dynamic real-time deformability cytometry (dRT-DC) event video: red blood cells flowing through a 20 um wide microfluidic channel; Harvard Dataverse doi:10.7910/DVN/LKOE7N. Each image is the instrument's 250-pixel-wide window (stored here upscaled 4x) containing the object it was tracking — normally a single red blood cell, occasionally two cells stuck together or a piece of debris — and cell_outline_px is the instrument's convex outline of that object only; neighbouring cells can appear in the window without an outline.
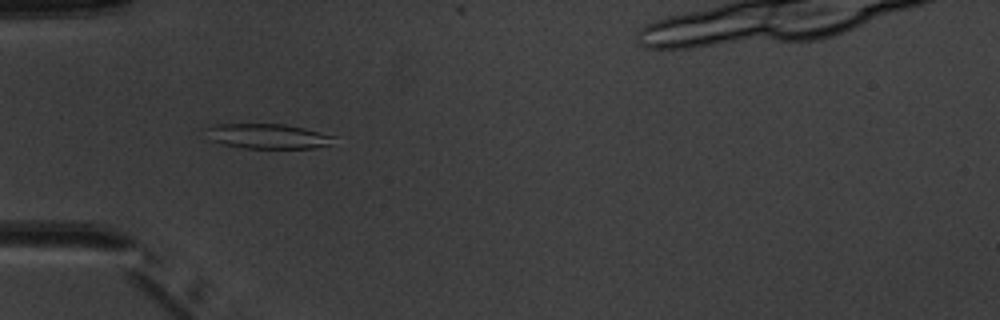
{"species": "common noctule bat (a hibernating species)", "species_latin": "Nyctalus noctula", "temperature_condition": "warm", "stored_images_in_passage": 6, "camera_frame_rate_fps": 3000, "um_per_image_px": 0.085, "animal": {"sex": "male", "body_mass_g": 20.1, "forearm_length_mm": 53.5}, "frame": {"image": 1, "passage_image": 3, "time_ms": 2.667, "image_size_px": [1000, 320], "cell_outline_px": [[336, 136], [332, 144], [312, 148], [244, 148], [224, 144], [212, 140], [204, 128], [216, 124], [284, 124], [304, 128]], "centroid_in_image_um": [22.78, 11.57], "position_along_channel_um": 62.2, "area_um2": 18.44}}